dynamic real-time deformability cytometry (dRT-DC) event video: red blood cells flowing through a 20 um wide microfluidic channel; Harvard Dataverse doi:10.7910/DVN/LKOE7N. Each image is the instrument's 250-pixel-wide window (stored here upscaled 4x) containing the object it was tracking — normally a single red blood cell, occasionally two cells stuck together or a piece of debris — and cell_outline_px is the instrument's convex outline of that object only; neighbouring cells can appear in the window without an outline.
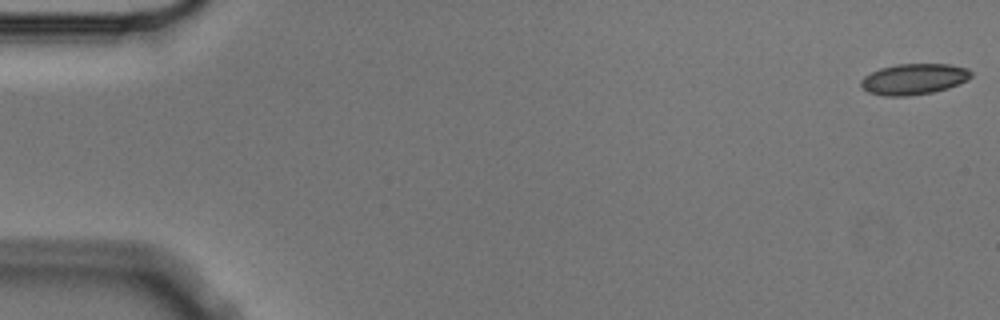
{"species": "Egyptian fruit bat (a non-hibernating species)", "species_latin": "Rousettus aegyptiacus", "temperature_condition": "cold", "stored_images_in_passage": 9, "camera_frame_rate_fps": 3000, "um_per_image_px": 0.085, "animal": {"sex": "male"}, "frame": {"image": 1, "passage_image": 1, "time_ms": 0.0, "image_size_px": [1000, 320], "cell_outline_px": [[972, 76], [968, 80], [948, 88], [932, 92], [908, 96], [884, 96], [868, 92], [860, 84], [860, 80], [864, 76], [880, 68], [896, 64], [948, 64], [968, 68], [972, 72]], "centroid_in_image_um": [77.69, 6.72], "position_along_channel_um": 7.3, "area_um2": 19.88}}
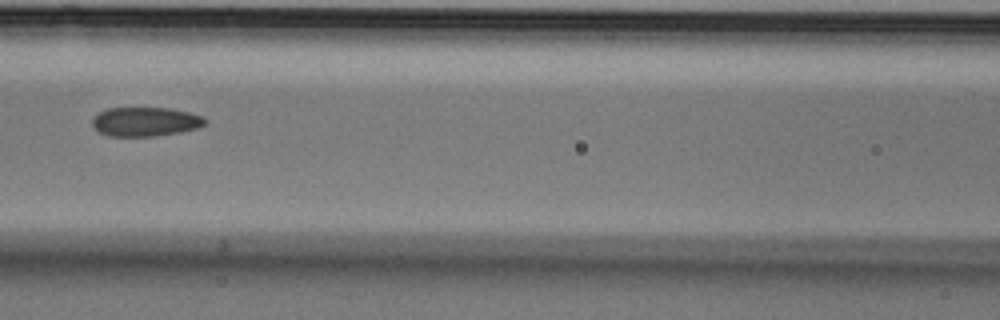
{"frame": {"image": 2, "passage_image": 7, "time_ms": 2.0, "image_size_px": [1000, 320], "cell_outline_px": [[208, 120], [200, 128], [180, 132], [156, 136], [108, 136], [100, 132], [92, 124], [92, 116], [108, 108], [168, 108], [188, 112], [204, 116]], "centroid_in_image_um": [12.38, 10.34], "position_along_channel_um": 154.2, "area_um2": 19.25}}
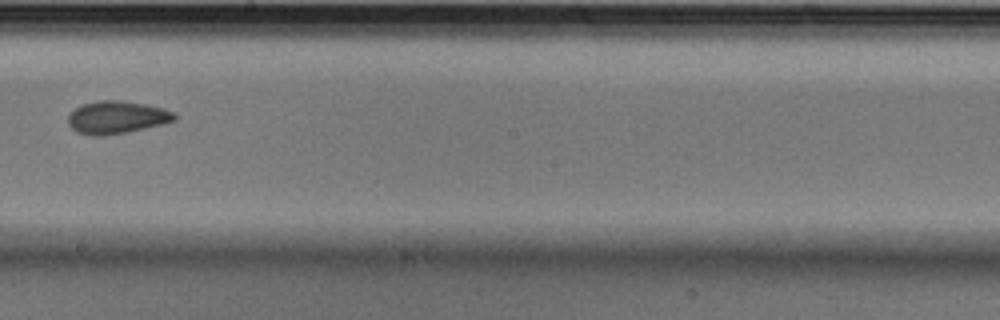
{"frame": {"image": 3, "passage_image": 9, "time_ms": 2.667, "image_size_px": [1000, 320], "cell_outline_px": [[176, 120], [164, 124], [104, 136], [92, 136], [76, 132], [68, 124], [68, 116], [80, 104], [96, 100], [124, 100], [164, 108], [176, 112]], "centroid_in_image_um": [9.93, 9.96], "position_along_channel_um": 238.3, "area_um2": 20.46}}